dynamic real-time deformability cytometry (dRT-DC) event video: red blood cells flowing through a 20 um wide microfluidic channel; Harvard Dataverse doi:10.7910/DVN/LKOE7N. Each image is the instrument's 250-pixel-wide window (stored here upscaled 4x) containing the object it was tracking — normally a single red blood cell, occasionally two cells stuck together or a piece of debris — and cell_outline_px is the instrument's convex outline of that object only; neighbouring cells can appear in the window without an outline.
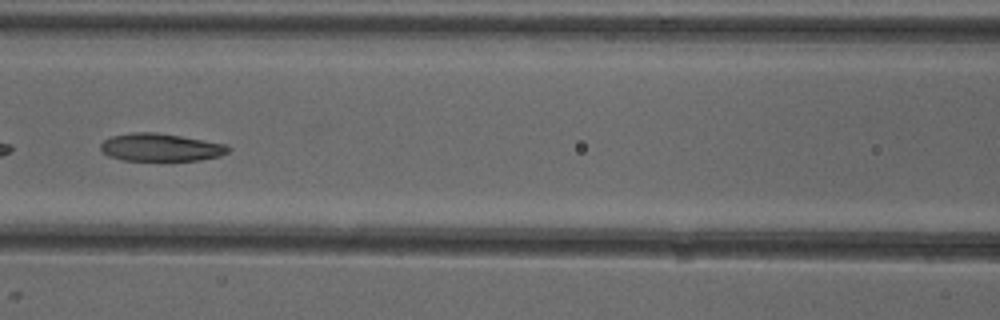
{"species": "common noctule bat (a hibernating species)", "species_latin": "Nyctalus noctula", "temperature_condition": "cold", "stored_images_in_passage": 6, "camera_frame_rate_fps": 3000, "um_per_image_px": 0.085, "animal": {"sex": "female"}, "frame": {"image": 1, "passage_image": 5, "time_ms": 5.333, "image_size_px": [1000, 320], "cell_outline_px": [[232, 148], [228, 152], [220, 156], [200, 160], [124, 160], [108, 156], [100, 148], [100, 144], [104, 140], [112, 136], [132, 132], [156, 132], [180, 136], [224, 144]], "centroid_in_image_um": [13.64, 12.52], "position_along_channel_um": 153.0, "area_um2": 20.46}}
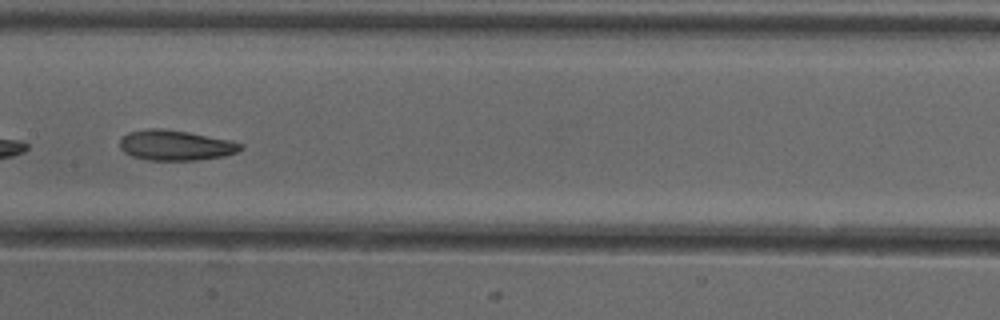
{"frame": {"image": 2, "passage_image": 6, "time_ms": 6.333, "image_size_px": [1000, 320], "cell_outline_px": [[244, 148], [236, 152], [224, 156], [196, 160], [148, 160], [132, 156], [124, 152], [120, 148], [120, 140], [128, 132], [148, 128], [164, 128], [188, 132], [232, 140], [244, 144]], "centroid_in_image_um": [14.94, 12.34], "position_along_channel_um": 192.5, "area_um2": 21.44}}